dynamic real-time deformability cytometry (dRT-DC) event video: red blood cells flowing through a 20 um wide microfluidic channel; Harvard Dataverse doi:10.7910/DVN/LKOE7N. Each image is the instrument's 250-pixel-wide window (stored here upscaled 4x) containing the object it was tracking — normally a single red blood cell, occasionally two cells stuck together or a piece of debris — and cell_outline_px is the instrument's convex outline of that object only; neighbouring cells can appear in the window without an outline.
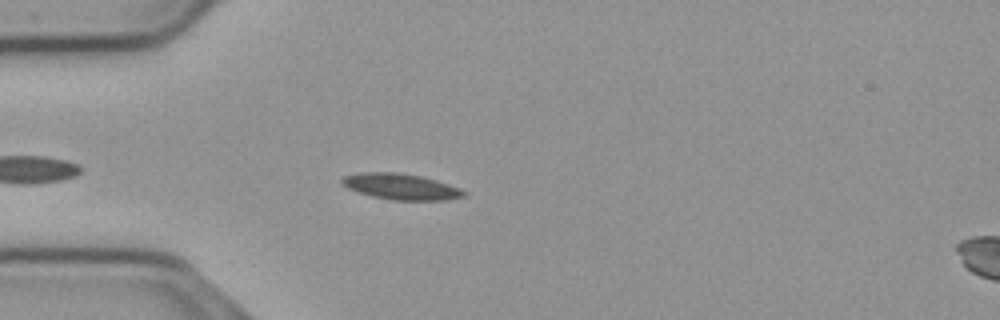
{"species": "common noctule bat (a hibernating species)", "species_latin": "Nyctalus noctula", "temperature_condition": "cold", "stored_images_in_passage": 46, "camera_frame_rate_fps": 3000, "um_per_image_px": 0.085, "animal": {"sex": "male", "body_mass_g": 23.1, "forearm_length_mm": 52.7}, "frame": {"image": 1, "passage_image": 6, "time_ms": 1.667, "image_size_px": [1000, 320], "cell_outline_px": [[468, 192], [464, 196], [448, 200], [392, 200], [372, 196], [348, 188], [340, 180], [344, 176], [360, 172], [396, 172], [420, 176], [436, 180], [460, 188]], "centroid_in_image_um": [34.11, 15.86], "position_along_channel_um": 50.9, "area_um2": 18.32}}
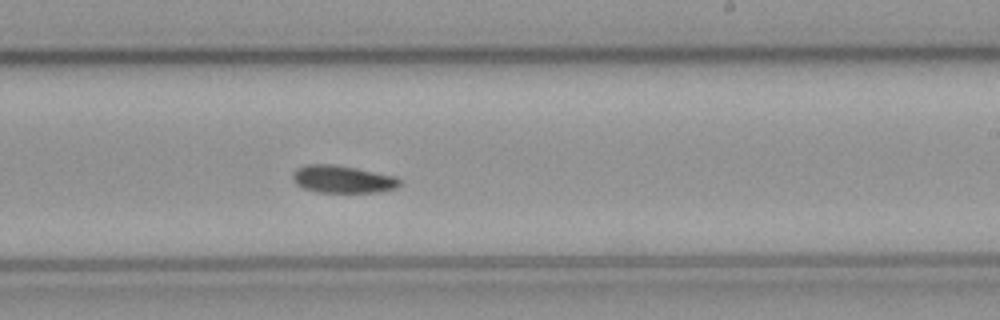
{"frame": {"image": 2, "passage_image": 24, "time_ms": 7.667, "image_size_px": [1000, 320], "cell_outline_px": [[400, 184], [396, 188], [380, 192], [320, 192], [304, 188], [296, 184], [292, 180], [292, 172], [296, 168], [304, 164], [332, 164], [356, 168], [396, 176], [400, 180]], "centroid_in_image_um": [29.09, 15.22], "position_along_channel_um": 259.9, "area_um2": 17.22}}
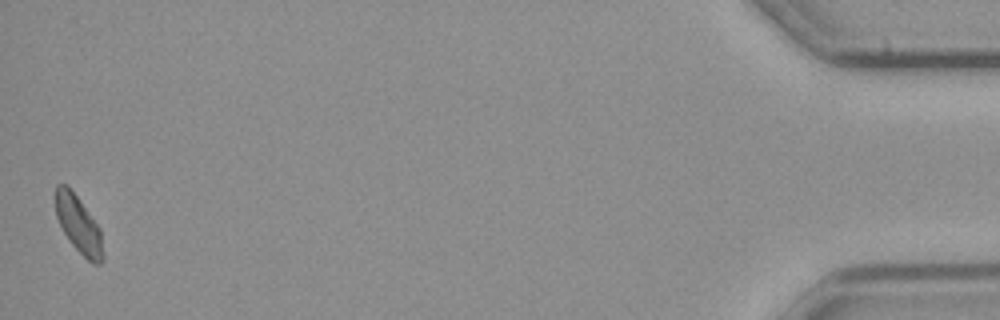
{"frame": {"image": 3, "passage_image": 46, "time_ms": 15.0, "image_size_px": [1000, 320], "cell_outline_px": [[104, 260], [100, 264], [92, 264], [72, 244], [64, 232], [56, 216], [56, 184], [68, 184], [100, 228], [104, 256]], "centroid_in_image_um": [6.7, 19.09], "position_along_channel_um": 428.5, "area_um2": 15.66}, "authors_computed_cell_mechanics": {"area_um2": 17.0799, "velocity_mm_per_s": 3.6612, "shape_relaxation_time_tau1_ms": 6.5427, "shape_relaxation_time_tau2_ms": null, "deformation_change_tau1": 0.1158, "deformation_change_tau2": null}}